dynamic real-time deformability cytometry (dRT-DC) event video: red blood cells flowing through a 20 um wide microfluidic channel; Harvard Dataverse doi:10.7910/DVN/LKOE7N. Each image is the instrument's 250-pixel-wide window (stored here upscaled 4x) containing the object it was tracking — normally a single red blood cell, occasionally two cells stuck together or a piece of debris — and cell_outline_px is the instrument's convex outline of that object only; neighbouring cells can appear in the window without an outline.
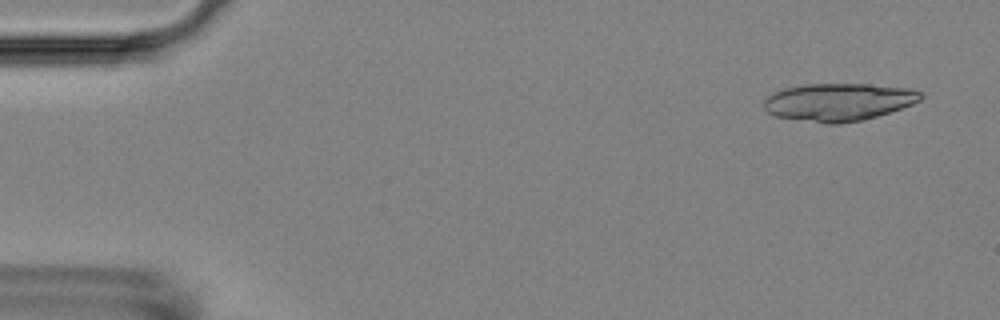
{"species": "Egyptian fruit bat (a non-hibernating species)", "species_latin": "Rousettus aegyptiacus", "temperature_condition": "room temperature", "stored_images_in_passage": 6, "camera_frame_rate_fps": 3000, "um_per_image_px": 0.085, "animal": {"sex": "female"}, "frame": {"image": 1, "passage_image": 1, "time_ms": 0.0, "image_size_px": [1000, 320], "cell_outline_px": [[924, 96], [920, 100], [912, 104], [876, 116], [860, 120], [840, 124], [828, 124], [776, 116], [768, 112], [764, 108], [764, 100], [768, 96], [784, 88], [804, 84], [868, 84], [912, 88], [924, 92]], "centroid_in_image_um": [71.31, 8.66], "position_along_channel_um": 13.7, "area_um2": 34.33}}